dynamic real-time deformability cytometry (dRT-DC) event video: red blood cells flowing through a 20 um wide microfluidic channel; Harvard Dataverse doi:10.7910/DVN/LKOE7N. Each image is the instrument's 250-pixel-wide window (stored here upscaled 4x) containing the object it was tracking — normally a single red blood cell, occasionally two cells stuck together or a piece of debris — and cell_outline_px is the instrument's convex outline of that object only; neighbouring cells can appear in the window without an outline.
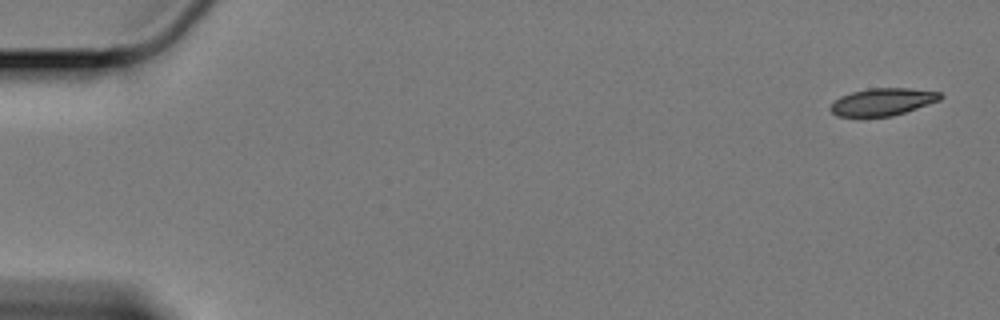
{"species": "Egyptian fruit bat (a non-hibernating species)", "species_latin": "Rousettus aegyptiacus", "temperature_condition": "cold", "stored_images_in_passage": 59, "camera_frame_rate_fps": 3000, "um_per_image_px": 0.085, "animal": {"sex": "female"}, "frame": {"image": 1, "passage_image": 1, "time_ms": 0.0, "image_size_px": [1000, 320], "cell_outline_px": [[944, 96], [940, 100], [892, 116], [836, 116], [828, 108], [840, 96], [852, 92], [868, 88], [908, 88], [940, 92]], "centroid_in_image_um": [75.02, 8.65], "position_along_channel_um": 10.0, "area_um2": 17.34}}
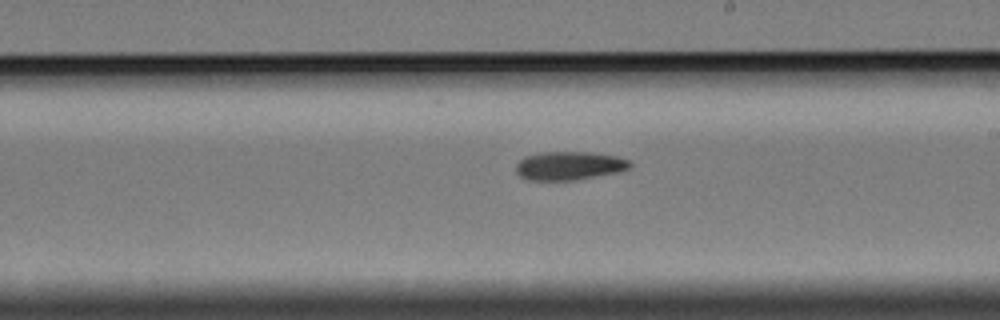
{"frame": {"image": 2, "passage_image": 34, "time_ms": 11.0, "image_size_px": [1000, 320], "cell_outline_px": [[632, 164], [628, 168], [620, 172], [572, 180], [528, 180], [520, 176], [516, 172], [516, 164], [524, 156], [540, 152], [588, 152], [616, 156], [628, 160]], "centroid_in_image_um": [48.35, 14.08], "position_along_channel_um": 240.6, "area_um2": 18.9}}
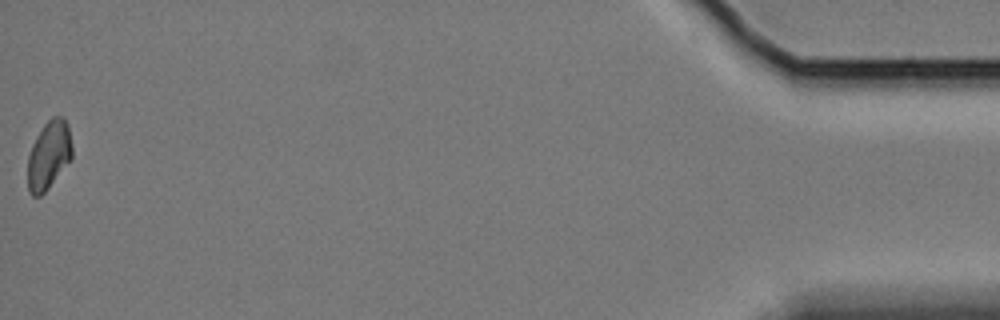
{"frame": {"image": 3, "passage_image": 59, "time_ms": 19.333, "image_size_px": [1000, 320], "cell_outline_px": [[72, 160], [48, 188], [40, 196], [32, 196], [28, 192], [28, 156], [32, 144], [36, 136], [44, 124], [52, 116], [64, 116], [68, 124], [72, 144]], "centroid_in_image_um": [4.17, 13.17], "position_along_channel_um": 431.0, "area_um2": 17.98}, "authors_computed_cell_mechanics": {"area_um2": 18.6694, "velocity_mm_per_s": 3.3548, "shape_relaxation_time_tau1_ms": 10.678, "shape_relaxation_time_tau2_ms": null, "deformation_change_tau1": 0.1763, "deformation_change_tau2": null}}